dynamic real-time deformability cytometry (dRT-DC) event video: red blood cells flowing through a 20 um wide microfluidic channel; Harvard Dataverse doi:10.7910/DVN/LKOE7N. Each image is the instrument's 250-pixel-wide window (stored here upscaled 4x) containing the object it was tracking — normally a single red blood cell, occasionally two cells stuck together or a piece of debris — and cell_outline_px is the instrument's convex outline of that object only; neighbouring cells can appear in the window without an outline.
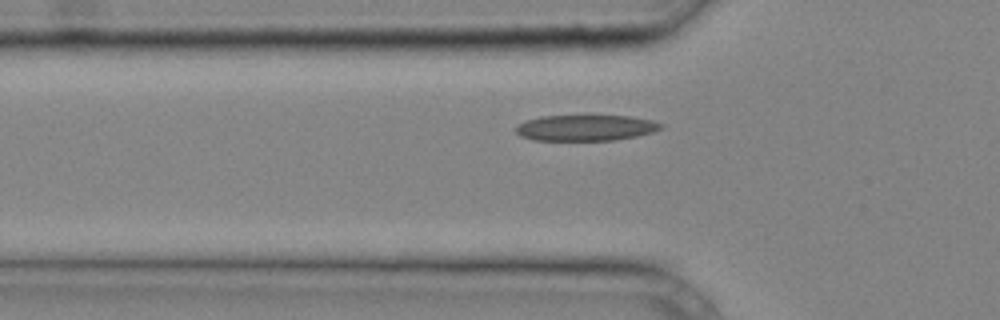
{"species": "common noctule bat (a hibernating species)", "species_latin": "Nyctalus noctula", "temperature_condition": "cold", "stored_images_in_passage": 3, "camera_frame_rate_fps": 3000, "um_per_image_px": 0.085, "animal": {"sex": "male", "body_mass_g": 20.4}, "frame": {"image": 1, "passage_image": 2, "time_ms": 0.333, "image_size_px": [1000, 320], "cell_outline_px": [[664, 128], [652, 132], [636, 136], [616, 140], [532, 140], [520, 136], [516, 132], [516, 124], [524, 120], [540, 116], [632, 116], [652, 120], [664, 124]], "centroid_in_image_um": [49.77, 10.86], "position_along_channel_um": 76.0, "area_um2": 22.08}}